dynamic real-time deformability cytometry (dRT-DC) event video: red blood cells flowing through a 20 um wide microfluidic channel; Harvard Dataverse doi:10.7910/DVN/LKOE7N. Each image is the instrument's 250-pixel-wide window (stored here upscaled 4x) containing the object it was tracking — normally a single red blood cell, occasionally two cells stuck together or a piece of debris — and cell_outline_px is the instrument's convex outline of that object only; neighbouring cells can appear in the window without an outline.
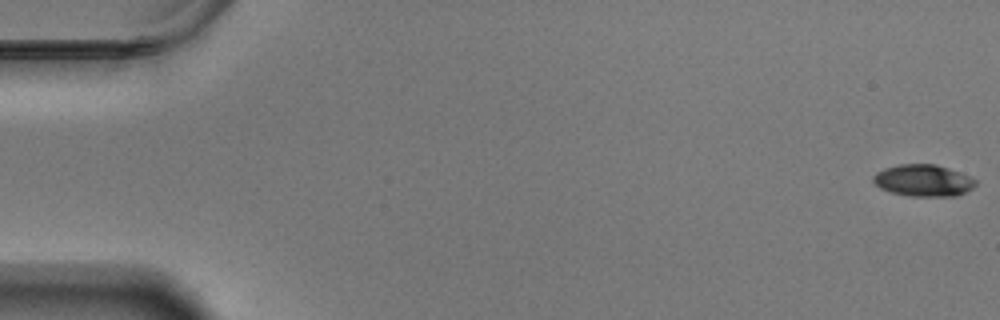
{"species": "Egyptian fruit bat (a non-hibernating species)", "species_latin": "Rousettus aegyptiacus", "temperature_condition": "warm", "stored_images_in_passage": 56, "camera_frame_rate_fps": 3000, "um_per_image_px": 0.085, "animal": {"sex": "male"}, "frame": {"image": 1, "passage_image": 1, "time_ms": 0.0, "image_size_px": [1000, 320], "cell_outline_px": [[976, 184], [972, 188], [956, 196], [908, 196], [892, 192], [880, 188], [872, 180], [872, 176], [876, 172], [884, 168], [900, 164], [936, 164], [948, 168], [968, 176], [976, 180]], "centroid_in_image_um": [78.45, 15.34], "position_along_channel_um": 6.6, "area_um2": 18.84}}
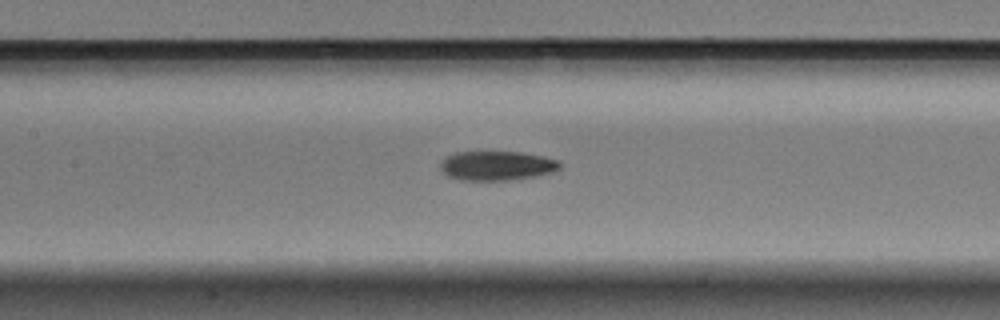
{"frame": {"image": 2, "passage_image": 28, "time_ms": 9.0, "image_size_px": [1000, 320], "cell_outline_px": [[560, 168], [552, 172], [536, 176], [512, 180], [460, 180], [448, 176], [440, 168], [440, 164], [444, 156], [456, 152], [520, 152], [544, 156], [560, 160]], "centroid_in_image_um": [42.23, 14.08], "position_along_channel_um": 165.2, "area_um2": 20.58}}
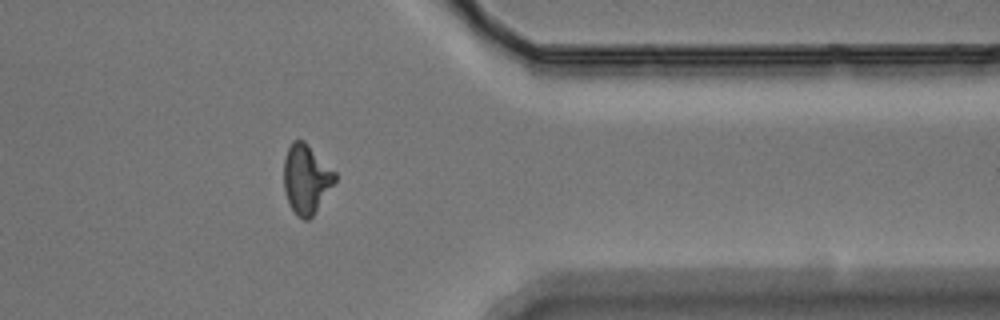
{"frame": {"image": 3, "passage_image": 48, "time_ms": 15.667, "image_size_px": [1000, 320], "cell_outline_px": [[336, 180], [312, 216], [308, 220], [304, 220], [296, 216], [288, 204], [284, 192], [284, 156], [292, 140], [304, 140], [336, 172]], "centroid_in_image_um": [26.0, 15.21], "position_along_channel_um": 385.4, "area_um2": 20.69}}